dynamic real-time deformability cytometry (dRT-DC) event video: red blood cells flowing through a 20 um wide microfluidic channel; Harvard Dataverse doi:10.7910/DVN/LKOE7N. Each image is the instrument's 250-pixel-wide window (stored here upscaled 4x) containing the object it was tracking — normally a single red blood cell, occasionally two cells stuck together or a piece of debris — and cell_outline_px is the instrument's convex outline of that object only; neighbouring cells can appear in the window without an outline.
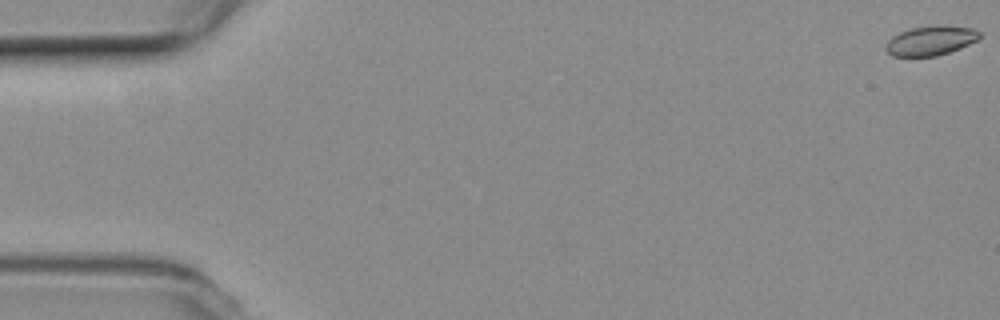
{"species": "common noctule bat (a hibernating species)", "species_latin": "Nyctalus noctula", "temperature_condition": "room temperature", "stored_images_in_passage": 54, "camera_frame_rate_fps": 3000, "um_per_image_px": 0.085, "animal": {"sex": "female", "body_mass_g": 19.3, "forearm_length_mm": 54.1}, "frame": {"image": 1, "passage_image": 1, "time_ms": 0.0, "image_size_px": [1000, 320], "cell_outline_px": [[980, 36], [976, 40], [960, 48], [936, 56], [892, 56], [884, 48], [888, 40], [892, 36], [900, 32], [912, 28], [936, 24], [972, 28], [980, 32]], "centroid_in_image_um": [79.08, 3.44], "position_along_channel_um": 5.9, "area_um2": 16.07}}
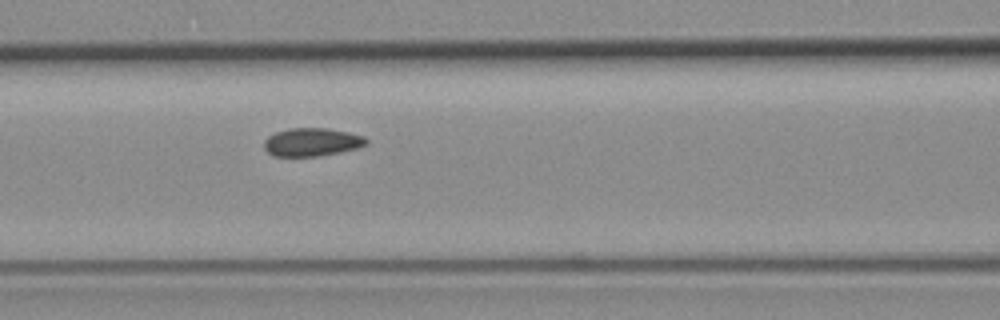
{"frame": {"image": 2, "passage_image": 24, "time_ms": 7.667, "image_size_px": [1000, 320], "cell_outline_px": [[368, 144], [356, 148], [340, 152], [320, 156], [272, 156], [264, 148], [264, 140], [268, 136], [276, 132], [288, 128], [328, 128], [348, 132], [364, 136], [368, 140]], "centroid_in_image_um": [26.5, 12.07], "position_along_channel_um": 140.1, "area_um2": 16.88}}
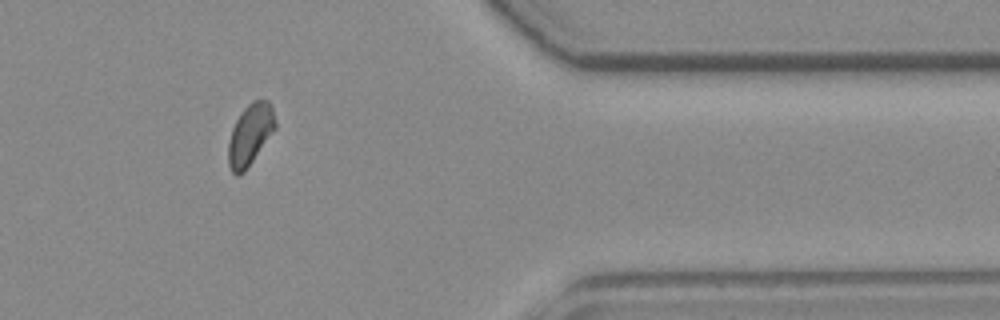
{"frame": {"image": 3, "passage_image": 46, "time_ms": 15.0, "image_size_px": [1000, 320], "cell_outline_px": [[276, 128], [244, 172], [236, 176], [232, 172], [228, 164], [228, 140], [232, 128], [236, 120], [244, 108], [252, 100], [268, 100], [272, 104], [276, 120]], "centroid_in_image_um": [21.26, 11.42], "position_along_channel_um": 390.1, "area_um2": 16.82}, "authors_computed_cell_mechanics": {"area_um2": 16.7331, "velocity_mm_per_s": 3.7647, "shape_relaxation_time_tau1_ms": 2.6617, "shape_relaxation_time_tau2_ms": 1.5822, "deformation_change_tau1": 0.0455, "deformation_change_tau2": 0.0447}}